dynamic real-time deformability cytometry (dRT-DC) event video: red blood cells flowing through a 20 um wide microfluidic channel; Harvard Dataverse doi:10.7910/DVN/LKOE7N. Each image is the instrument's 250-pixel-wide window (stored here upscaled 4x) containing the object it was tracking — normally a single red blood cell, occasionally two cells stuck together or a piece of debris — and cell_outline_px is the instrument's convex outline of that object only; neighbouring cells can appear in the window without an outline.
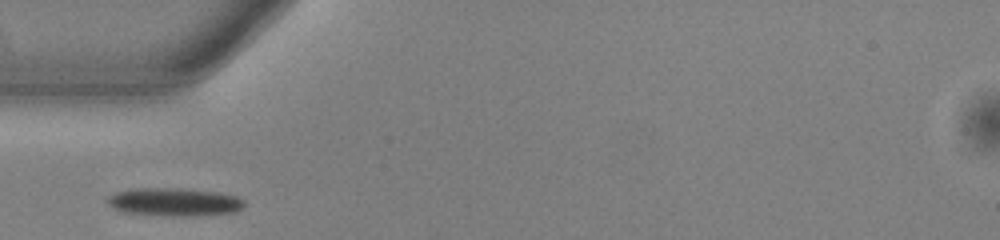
{"species": "common noctule bat (a hibernating species)", "species_latin": "Nyctalus noctula", "temperature_condition": "warm", "stored_images_in_passage": 37, "camera_frame_rate_fps": 3000, "um_per_image_px": 0.085, "animal": {"sex": "male", "body_mass_g": 13.0, "forearm_length_mm": 53.1}, "frame": {"image": 1, "passage_image": 1, "time_ms": 0.0, "image_size_px": [1000, 240], "cell_outline_px": [[244, 204], [236, 212], [180, 216], [172, 216], [124, 212], [112, 208], [108, 204], [108, 196], [116, 192], [140, 188], [176, 188], [216, 192], [236, 196], [244, 200]], "centroid_in_image_um": [14.79, 17.16], "position_along_channel_um": 70.2, "area_um2": 22.02}}
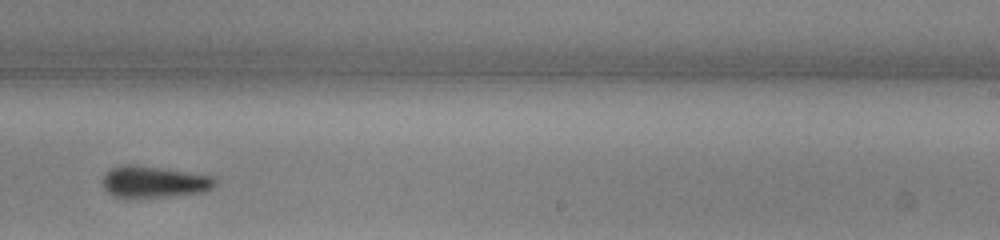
{"frame": {"image": 2, "passage_image": 17, "time_ms": 5.333, "image_size_px": [1000, 240], "cell_outline_px": [[216, 184], [208, 192], [168, 196], [112, 196], [104, 188], [100, 180], [104, 172], [120, 164], [128, 164], [160, 168], [212, 176], [216, 180]], "centroid_in_image_um": [13.06, 15.44], "position_along_channel_um": 275.9, "area_um2": 20.52}}
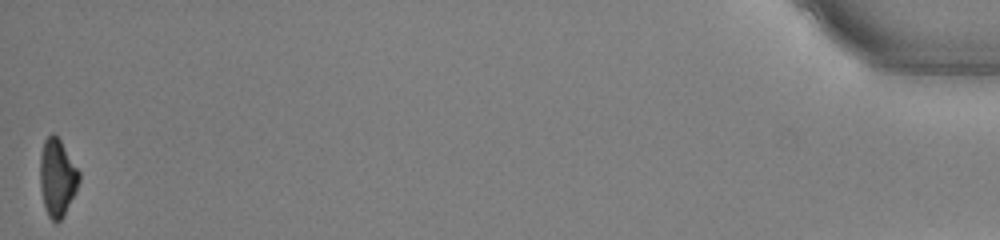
{"frame": {"image": 3, "passage_image": 37, "time_ms": 12.0, "image_size_px": [1000, 240], "cell_outline_px": [[80, 180], [76, 192], [64, 216], [56, 224], [48, 216], [44, 208], [40, 188], [40, 156], [44, 140], [52, 132], [60, 140], [80, 172]], "centroid_in_image_um": [4.87, 15.14], "position_along_channel_um": 430.3, "area_um2": 17.8}}